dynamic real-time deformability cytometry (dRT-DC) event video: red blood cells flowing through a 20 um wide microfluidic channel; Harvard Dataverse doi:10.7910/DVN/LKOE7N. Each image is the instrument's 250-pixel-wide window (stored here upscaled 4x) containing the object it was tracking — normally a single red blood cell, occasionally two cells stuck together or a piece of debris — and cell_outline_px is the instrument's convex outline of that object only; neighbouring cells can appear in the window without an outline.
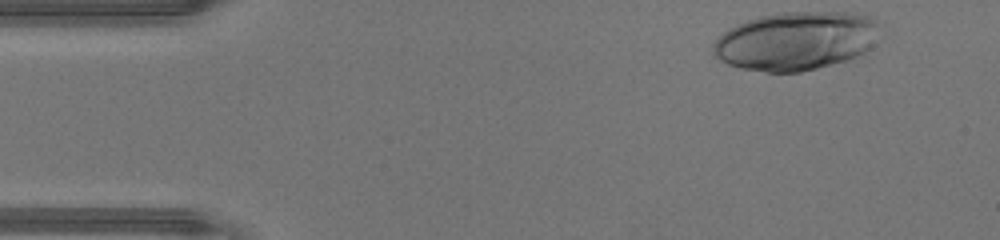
{"species": "human", "species_latin": "Homo sapiens", "temperature_condition": "warm", "stored_images_in_passage": 42, "camera_frame_rate_fps": 3000, "um_per_image_px": 0.085, "donor": {"sex": "male"}, "frame": {"image": 1, "passage_image": 1, "time_ms": 0.0, "image_size_px": [1000, 240], "cell_outline_px": [[880, 24], [872, 44], [864, 52], [848, 60], [800, 72], [764, 72], [740, 68], [728, 64], [712, 56], [712, 44], [728, 28], [736, 24], [760, 16], [776, 12], [848, 12], [868, 16], [876, 20]], "centroid_in_image_um": [67.61, 3.47], "position_along_channel_um": 17.4, "area_um2": 56.93}}